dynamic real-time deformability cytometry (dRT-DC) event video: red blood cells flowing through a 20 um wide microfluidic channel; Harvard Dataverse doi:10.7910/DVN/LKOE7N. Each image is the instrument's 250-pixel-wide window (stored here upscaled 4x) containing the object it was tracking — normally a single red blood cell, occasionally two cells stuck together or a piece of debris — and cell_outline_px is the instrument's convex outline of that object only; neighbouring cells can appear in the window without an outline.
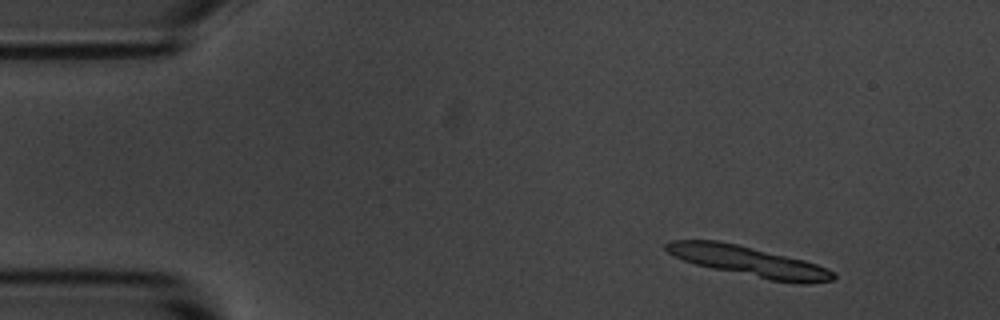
{"species": "common noctule bat (a hibernating species)", "species_latin": "Nyctalus noctula", "temperature_condition": "room temperature", "stored_images_in_passage": 4, "camera_frame_rate_fps": 3000, "um_per_image_px": 0.085, "animal": {"sex": "male", "body_mass_g": 20.1, "forearm_length_mm": 53.5}, "frame": {"image": 1, "passage_image": 2, "time_ms": 1.0, "image_size_px": [1000, 320], "cell_outline_px": [[836, 276], [832, 280], [808, 284], [796, 284], [772, 280], [712, 268], [696, 264], [684, 260], [668, 252], [664, 248], [664, 244], [668, 240], [720, 240], [804, 260], [828, 268], [836, 272]], "centroid_in_image_um": [63.67, 22.21], "position_along_channel_um": 21.3, "area_um2": 29.25}}